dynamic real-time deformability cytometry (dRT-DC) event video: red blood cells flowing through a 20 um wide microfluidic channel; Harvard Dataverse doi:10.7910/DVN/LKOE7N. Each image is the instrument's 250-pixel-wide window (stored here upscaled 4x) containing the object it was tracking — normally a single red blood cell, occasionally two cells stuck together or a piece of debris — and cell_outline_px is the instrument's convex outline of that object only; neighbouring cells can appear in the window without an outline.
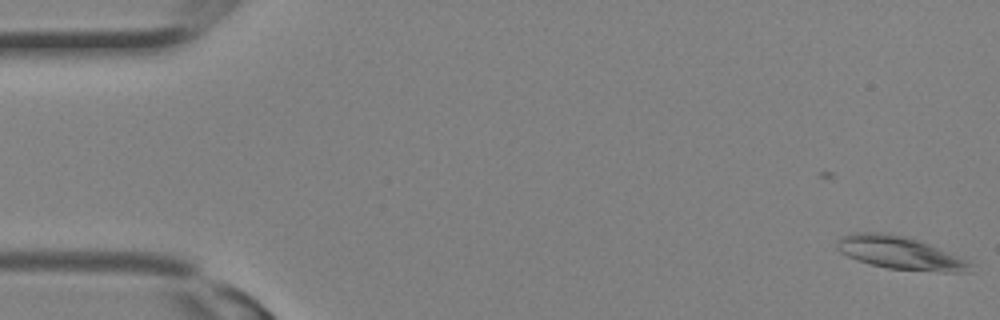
{"species": "Egyptian fruit bat (a non-hibernating species)", "species_latin": "Rousettus aegyptiacus", "temperature_condition": "room temperature", "stored_images_in_passage": 2, "camera_frame_rate_fps": 3000, "um_per_image_px": 0.085, "animal": {"sex": "female"}, "frame": {"image": 1, "passage_image": 2, "time_ms": 0.333, "image_size_px": [1000, 320], "cell_outline_px": [[972, 272], [940, 272], [888, 268], [856, 260], [840, 252], [836, 248], [836, 244], [840, 236], [856, 232], [880, 232], [904, 236], [928, 244], [968, 260], [972, 264]], "centroid_in_image_um": [76.49, 21.5], "position_along_channel_um": 8.5, "area_um2": 25.37}}